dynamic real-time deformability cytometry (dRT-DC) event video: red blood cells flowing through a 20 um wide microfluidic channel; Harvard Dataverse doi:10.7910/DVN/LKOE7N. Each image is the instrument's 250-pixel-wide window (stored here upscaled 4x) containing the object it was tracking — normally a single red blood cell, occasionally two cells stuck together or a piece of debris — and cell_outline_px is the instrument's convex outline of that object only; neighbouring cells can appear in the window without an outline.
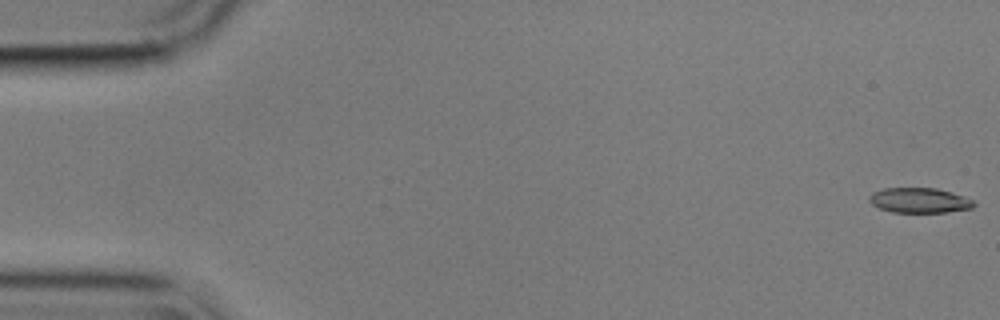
{"species": "common noctule bat (a hibernating species)", "species_latin": "Nyctalus noctula", "temperature_condition": "cold", "stored_images_in_passage": 56, "camera_frame_rate_fps": 3000, "um_per_image_px": 0.085, "animal": {"sex": "male", "body_mass_g": 17.9}, "frame": {"image": 1, "passage_image": 1, "time_ms": 0.0, "image_size_px": [1000, 320], "cell_outline_px": [[976, 204], [972, 208], [948, 212], [892, 212], [880, 208], [872, 204], [868, 200], [868, 196], [872, 192], [884, 188], [936, 188], [964, 196], [972, 200]], "centroid_in_image_um": [78.13, 17.03], "position_along_channel_um": 6.9, "area_um2": 15.26}}
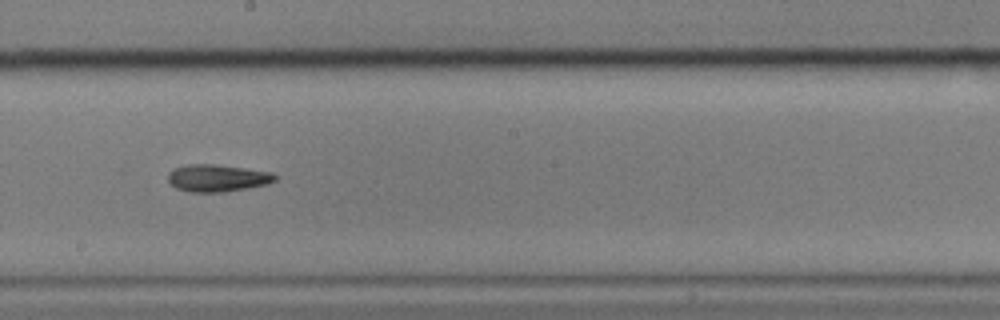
{"frame": {"image": 2, "passage_image": 31, "time_ms": 10.0, "image_size_px": [1000, 320], "cell_outline_px": [[276, 180], [268, 184], [248, 188], [224, 192], [188, 192], [176, 188], [168, 180], [168, 172], [172, 168], [188, 164], [216, 164], [272, 172], [276, 176]], "centroid_in_image_um": [18.46, 15.13], "position_along_channel_um": 229.7, "area_um2": 17.11}}
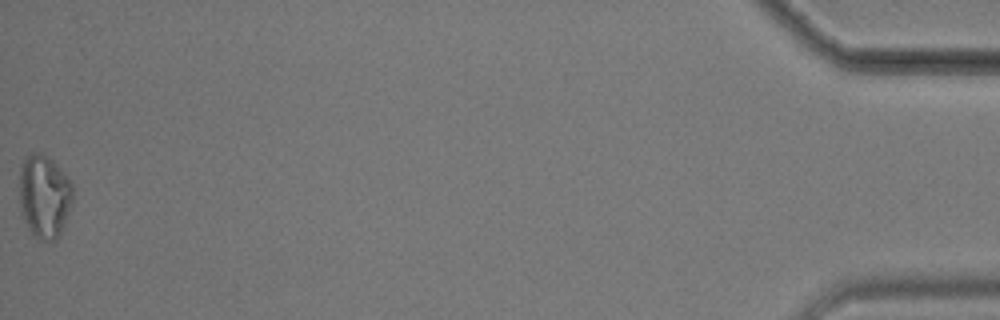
{"frame": {"image": 3, "passage_image": 56, "time_ms": 18.333, "image_size_px": [1000, 320], "cell_outline_px": [[72, 204], [60, 236], [56, 240], [40, 240], [28, 228], [20, 212], [20, 168], [24, 156], [32, 152], [40, 152], [48, 156], [56, 164], [72, 184]], "centroid_in_image_um": [3.76, 16.67], "position_along_channel_um": 431.4, "area_um2": 26.07}, "authors_computed_cell_mechanics": {"area_um2": 16.8198, "velocity_mm_per_s": 3.5934, "shape_relaxation_time_tau1_ms": 8.7504, "shape_relaxation_time_tau2_ms": 10.9726, "deformation_change_tau1": 0.1761, "deformation_change_tau2": 0.2062}}